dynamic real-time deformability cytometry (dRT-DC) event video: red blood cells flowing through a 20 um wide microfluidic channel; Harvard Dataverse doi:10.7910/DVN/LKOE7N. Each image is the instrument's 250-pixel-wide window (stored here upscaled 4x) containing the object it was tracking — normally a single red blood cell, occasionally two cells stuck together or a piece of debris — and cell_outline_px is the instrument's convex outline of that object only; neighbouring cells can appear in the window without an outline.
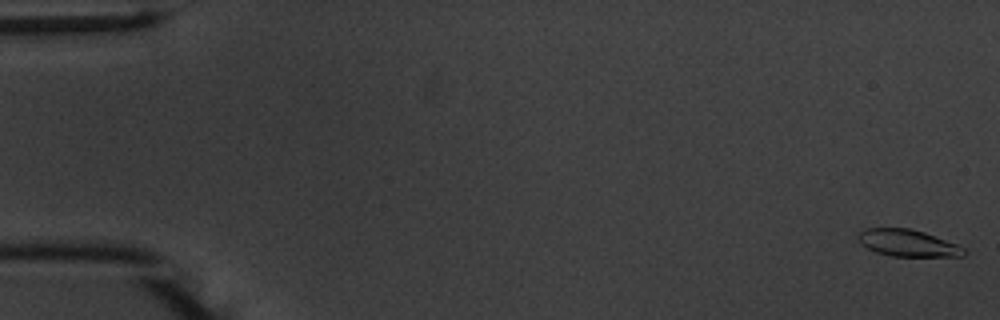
{"species": "common noctule bat (a hibernating species)", "species_latin": "Nyctalus noctula", "temperature_condition": "warm", "stored_images_in_passage": 9, "camera_frame_rate_fps": 3000, "um_per_image_px": 0.085, "animal": {"sex": "male", "body_mass_g": 20.1, "forearm_length_mm": 53.5}, "frame": {"image": 1, "passage_image": 1, "time_ms": 0.0, "image_size_px": [1000, 320], "cell_outline_px": [[968, 252], [964, 256], [892, 256], [876, 252], [860, 244], [856, 236], [864, 228], [908, 228], [924, 232], [956, 244], [964, 248]], "centroid_in_image_um": [77.13, 20.66], "position_along_channel_um": 7.9, "area_um2": 16.53}}